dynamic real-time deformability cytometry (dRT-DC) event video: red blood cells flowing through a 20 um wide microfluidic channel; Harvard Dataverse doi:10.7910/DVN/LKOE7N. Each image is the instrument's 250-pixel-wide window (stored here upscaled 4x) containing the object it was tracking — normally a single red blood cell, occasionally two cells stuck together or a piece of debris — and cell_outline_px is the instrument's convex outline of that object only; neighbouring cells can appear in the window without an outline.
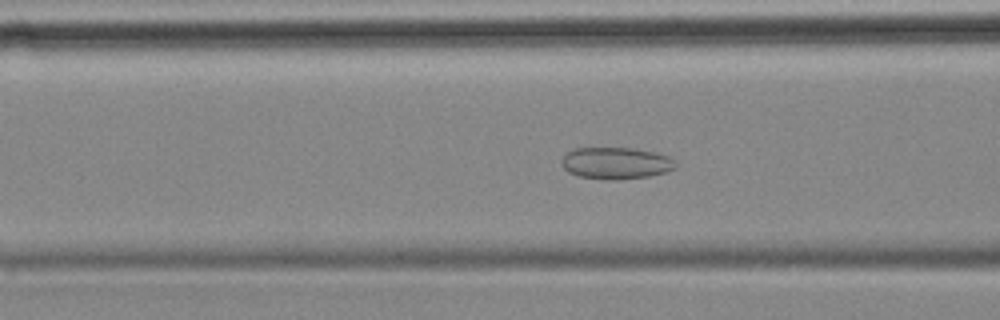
{"species": "common noctule bat (a hibernating species)", "species_latin": "Nyctalus noctula", "temperature_condition": "cold", "stored_images_in_passage": 56, "camera_frame_rate_fps": 3000, "um_per_image_px": 0.085, "animal": {"sex": "female", "body_mass_g": 18.4}, "frame": {"image": 1, "passage_image": 21, "time_ms": 6.667, "image_size_px": [1000, 320], "cell_outline_px": [[676, 168], [664, 172], [648, 176], [616, 180], [608, 180], [580, 176], [568, 172], [564, 168], [560, 160], [568, 152], [576, 148], [632, 148], [656, 152], [668, 156], [676, 160]], "centroid_in_image_um": [52.37, 13.86], "position_along_channel_um": 114.2, "area_um2": 21.1}}
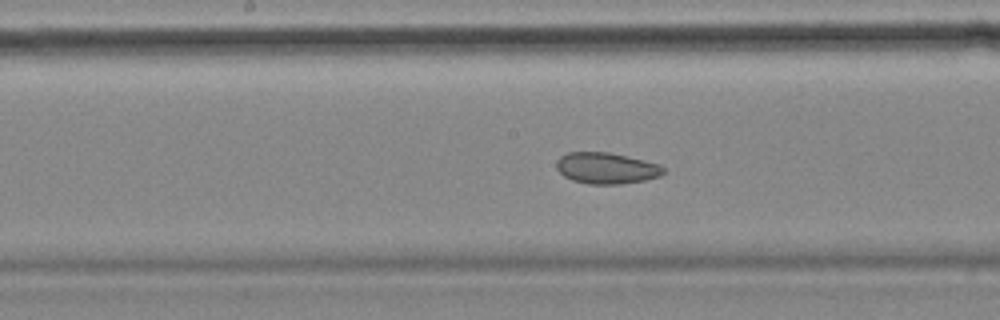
{"frame": {"image": 2, "passage_image": 28, "time_ms": 9.0, "image_size_px": [1000, 320], "cell_outline_px": [[664, 172], [660, 176], [644, 180], [620, 184], [588, 184], [572, 180], [564, 176], [556, 168], [556, 160], [560, 156], [568, 152], [608, 152], [644, 160], [660, 164], [664, 168]], "centroid_in_image_um": [51.52, 14.29], "position_along_channel_um": 196.7, "area_um2": 19.48}}
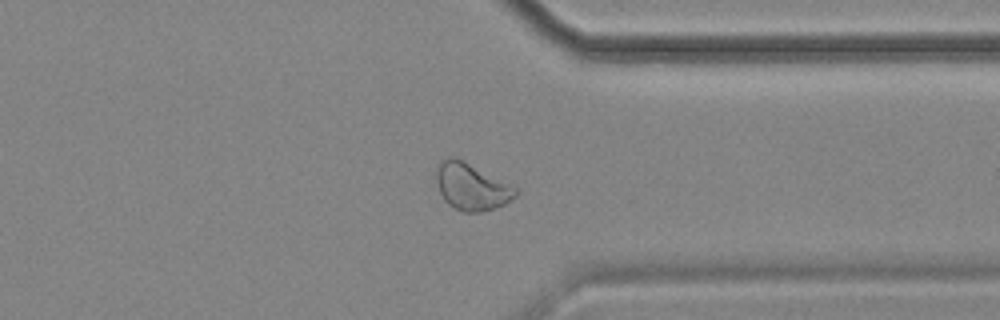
{"frame": {"image": 3, "passage_image": 43, "time_ms": 14.0, "image_size_px": [1000, 320], "cell_outline_px": [[520, 192], [516, 196], [504, 204], [480, 212], [464, 212], [448, 204], [444, 200], [440, 192], [436, 180], [436, 168], [440, 160], [448, 156], [456, 156], [464, 160], [516, 188]], "centroid_in_image_um": [40.04, 15.84], "position_along_channel_um": 371.4, "area_um2": 21.56}, "authors_computed_cell_mechanics": {"area_um2": 23.4957, "velocity_mm_per_s": 3.5371, "shape_relaxation_time_tau1_ms": null, "shape_relaxation_time_tau2_ms": 3.4543, "deformation_change_tau1": null, "deformation_change_tau2": 0.0877}}